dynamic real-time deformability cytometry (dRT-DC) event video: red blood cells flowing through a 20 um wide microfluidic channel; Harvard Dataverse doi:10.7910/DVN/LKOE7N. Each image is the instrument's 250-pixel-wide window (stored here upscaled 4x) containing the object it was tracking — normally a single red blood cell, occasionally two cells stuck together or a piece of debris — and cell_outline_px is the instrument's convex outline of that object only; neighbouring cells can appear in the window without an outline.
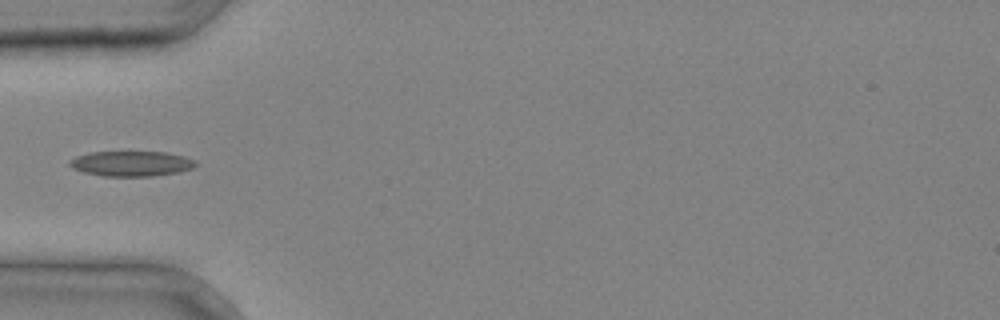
{"species": "common noctule bat (a hibernating species)", "species_latin": "Nyctalus noctula", "temperature_condition": "cold", "stored_images_in_passage": 4, "camera_frame_rate_fps": 3000, "um_per_image_px": 0.085, "animal": {"sex": "male", "body_mass_g": 20.4}, "frame": {"image": 1, "passage_image": 4, "time_ms": 1.0, "image_size_px": [1000, 320], "cell_outline_px": [[196, 164], [192, 168], [180, 172], [152, 176], [104, 176], [84, 172], [72, 168], [68, 164], [68, 160], [76, 156], [88, 152], [168, 152], [184, 156], [196, 160]], "centroid_in_image_um": [11.15, 13.9], "position_along_channel_um": 73.8, "area_um2": 18.61}}